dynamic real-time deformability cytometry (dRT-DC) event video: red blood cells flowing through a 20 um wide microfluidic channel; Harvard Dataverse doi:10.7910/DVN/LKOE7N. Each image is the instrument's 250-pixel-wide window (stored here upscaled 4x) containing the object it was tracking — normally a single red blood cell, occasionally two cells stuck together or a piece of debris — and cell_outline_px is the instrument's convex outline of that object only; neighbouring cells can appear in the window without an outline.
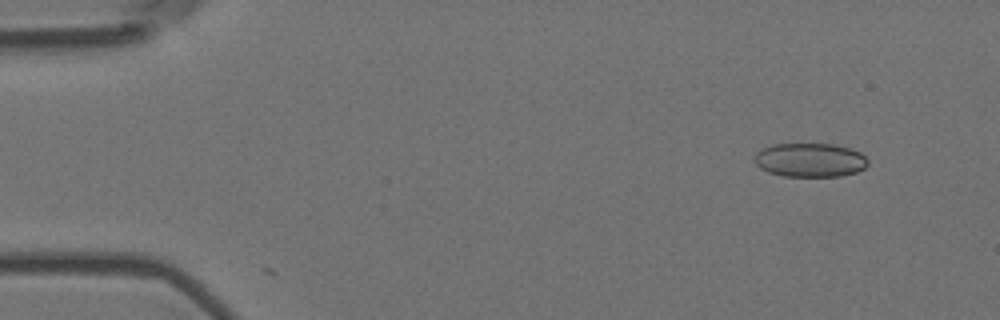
{"species": "Egyptian fruit bat (a non-hibernating species)", "species_latin": "Rousettus aegyptiacus", "temperature_condition": "room temperature", "stored_images_in_passage": 4, "camera_frame_rate_fps": 3000, "um_per_image_px": 0.085, "animal": {"sex": "female"}, "frame": {"image": 1, "passage_image": 1, "time_ms": 0.0, "image_size_px": [1000, 320], "cell_outline_px": [[868, 164], [864, 168], [856, 172], [840, 176], [784, 176], [768, 172], [760, 168], [756, 164], [752, 156], [760, 148], [772, 144], [836, 144], [860, 152], [868, 160]], "centroid_in_image_um": [68.81, 13.59], "position_along_channel_um": 16.2, "area_um2": 22.6}}
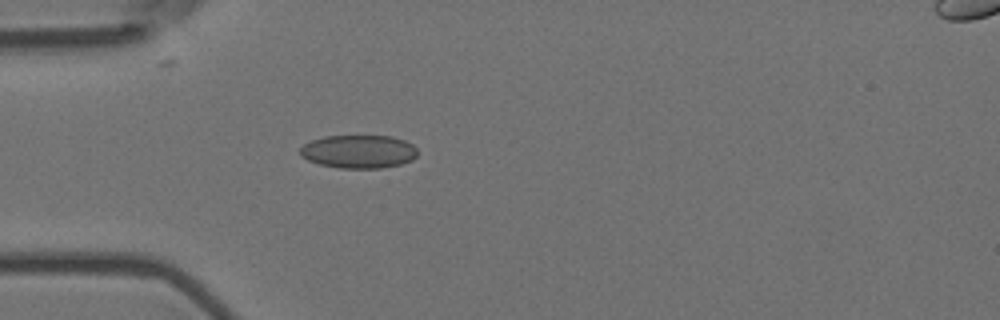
{"frame": {"image": 2, "passage_image": 4, "time_ms": 1.0, "image_size_px": [1000, 320], "cell_outline_px": [[416, 156], [412, 160], [400, 164], [380, 168], [340, 168], [320, 164], [308, 160], [300, 156], [300, 148], [304, 144], [312, 140], [324, 136], [392, 136], [404, 140], [412, 144], [416, 148]], "centroid_in_image_um": [30.47, 12.88], "position_along_channel_um": 54.5, "area_um2": 22.72}}